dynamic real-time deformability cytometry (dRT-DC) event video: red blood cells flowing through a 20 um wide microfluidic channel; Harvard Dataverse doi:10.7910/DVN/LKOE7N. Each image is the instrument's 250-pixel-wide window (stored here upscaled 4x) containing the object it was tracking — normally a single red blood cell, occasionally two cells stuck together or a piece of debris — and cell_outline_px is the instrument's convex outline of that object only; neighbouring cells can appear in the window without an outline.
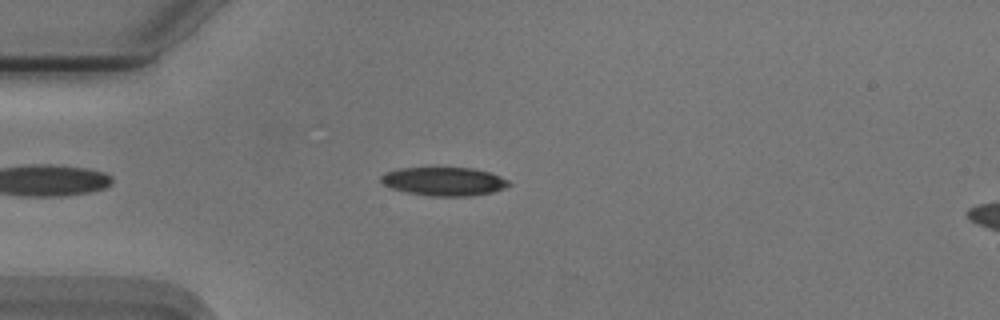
{"species": "Egyptian fruit bat (a non-hibernating species)", "species_latin": "Rousettus aegyptiacus", "temperature_condition": "cold", "stored_images_in_passage": 47, "camera_frame_rate_fps": 3000, "um_per_image_px": 0.085, "animal": {"sex": "male"}, "frame": {"image": 1, "passage_image": 7, "time_ms": 2.0, "image_size_px": [1000, 320], "cell_outline_px": [[512, 184], [504, 188], [492, 192], [472, 196], [428, 196], [408, 192], [392, 188], [384, 184], [380, 180], [380, 176], [388, 172], [400, 168], [436, 164], [472, 168], [488, 172], [500, 176], [508, 180]], "centroid_in_image_um": [37.73, 15.37], "position_along_channel_um": 47.3, "area_um2": 22.14}}
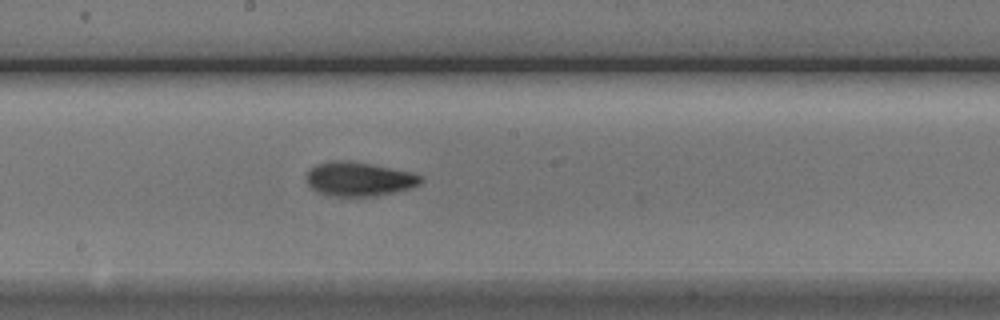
{"frame": {"image": 2, "passage_image": 22, "time_ms": 7.0, "image_size_px": [1000, 320], "cell_outline_px": [[424, 180], [420, 184], [396, 192], [376, 196], [332, 196], [316, 192], [308, 184], [304, 176], [308, 168], [316, 164], [332, 160], [348, 160], [372, 164], [412, 172], [424, 176]], "centroid_in_image_um": [30.49, 15.21], "position_along_channel_um": 217.7, "area_um2": 23.18}}
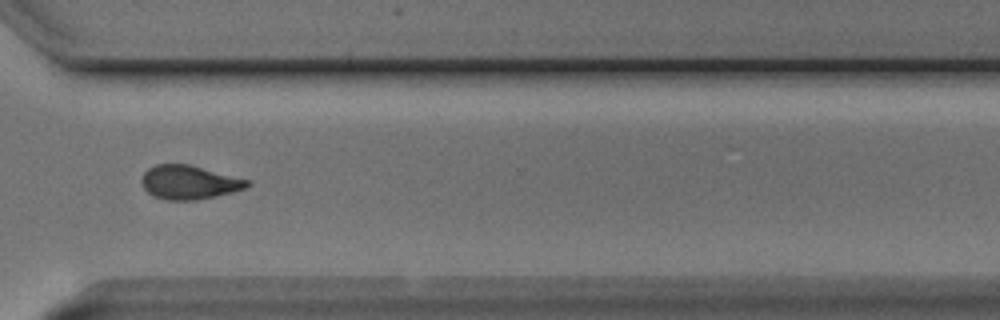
{"frame": {"image": 3, "passage_image": 33, "time_ms": 10.667, "image_size_px": [1000, 320], "cell_outline_px": [[252, 184], [244, 188], [232, 192], [216, 196], [196, 200], [164, 200], [148, 192], [144, 188], [140, 180], [144, 172], [148, 168], [156, 164], [188, 164], [252, 180]], "centroid_in_image_um": [16.09, 15.49], "position_along_channel_um": 354.5, "area_um2": 20.92}, "authors_computed_cell_mechanics": {"area_um2": 21.4438, "velocity_mm_per_s": 3.7315, "shape_relaxation_time_tau1_ms": 2.6349, "shape_relaxation_time_tau2_ms": 4.1383, "deformation_change_tau1": 0.118, "deformation_change_tau2": 0.0843}}